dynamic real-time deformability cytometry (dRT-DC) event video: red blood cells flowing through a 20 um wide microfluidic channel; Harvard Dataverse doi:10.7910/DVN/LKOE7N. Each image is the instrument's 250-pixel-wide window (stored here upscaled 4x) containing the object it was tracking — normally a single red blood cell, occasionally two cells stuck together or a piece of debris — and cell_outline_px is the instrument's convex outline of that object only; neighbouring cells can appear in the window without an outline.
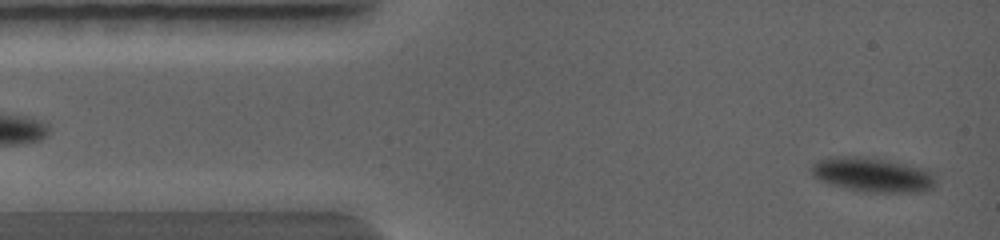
{"species": "common noctule bat (a hibernating species)", "species_latin": "Nyctalus noctula", "temperature_condition": "warm", "stored_images_in_passage": 10, "camera_frame_rate_fps": 5000, "um_per_image_px": 0.085, "animal": {"sex": "female", "body_mass_g": 19.0, "forearm_length_mm": 56.7}, "frame": {"image": 1, "passage_image": 1, "time_ms": 0.0, "image_size_px": [1000, 240], "cell_outline_px": [[920, 184], [904, 188], [860, 188], [824, 176], [820, 172], [820, 168], [832, 164], [860, 164], [888, 168], [904, 172], [916, 176], [920, 180]], "centroid_in_image_um": [73.91, 14.98], "position_along_channel_um": 11.1, "area_um2": 12.6}}
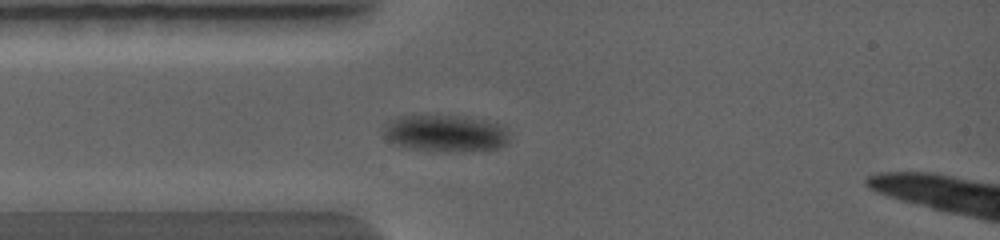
{"frame": {"image": 2, "passage_image": 7, "time_ms": 2.2, "image_size_px": [1000, 240], "cell_outline_px": [[500, 144], [496, 148], [484, 152], [432, 152], [412, 148], [400, 144], [392, 140], [392, 128], [404, 120], [420, 116], [432, 116], [464, 120], [488, 128], [500, 140]], "centroid_in_image_um": [37.75, 11.5], "position_along_channel_um": 47.2, "area_um2": 22.02}}
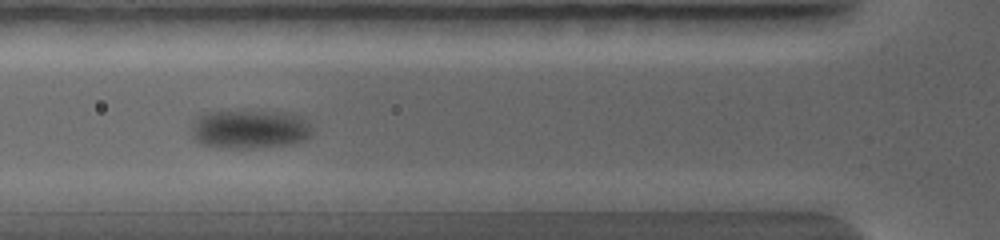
{"frame": {"image": 3, "passage_image": 9, "time_ms": 3.4, "image_size_px": [1000, 240], "cell_outline_px": [[308, 136], [292, 144], [252, 148], [212, 148], [204, 144], [196, 136], [196, 132], [204, 116], [208, 112], [224, 108], [244, 108], [284, 112], [292, 116], [308, 132]], "centroid_in_image_um": [21.16, 10.95], "position_along_channel_um": 104.6, "area_um2": 26.18}}